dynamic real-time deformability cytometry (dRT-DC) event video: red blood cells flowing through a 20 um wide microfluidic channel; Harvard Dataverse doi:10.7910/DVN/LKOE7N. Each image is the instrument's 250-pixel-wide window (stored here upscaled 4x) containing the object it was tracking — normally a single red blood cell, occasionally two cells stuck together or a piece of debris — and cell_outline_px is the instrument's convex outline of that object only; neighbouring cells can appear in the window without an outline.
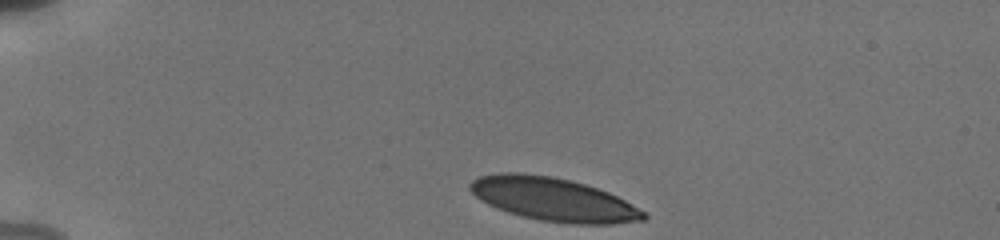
{"species": "human", "species_latin": "Homo sapiens", "temperature_condition": "cold", "stored_images_in_passage": 5, "camera_frame_rate_fps": 3000, "um_per_image_px": 0.085, "donor": {"sex": "male"}, "frame": {"image": 1, "passage_image": 1, "time_ms": 0.0, "image_size_px": [1000, 240], "cell_outline_px": [[648, 216], [644, 220], [612, 224], [572, 224], [540, 220], [508, 212], [496, 208], [480, 200], [468, 188], [468, 184], [472, 180], [480, 176], [500, 172], [516, 172], [552, 176], [584, 184], [608, 192], [624, 200], [644, 212]], "centroid_in_image_um": [47.0, 16.94], "position_along_channel_um": 38.0, "area_um2": 43.58}}